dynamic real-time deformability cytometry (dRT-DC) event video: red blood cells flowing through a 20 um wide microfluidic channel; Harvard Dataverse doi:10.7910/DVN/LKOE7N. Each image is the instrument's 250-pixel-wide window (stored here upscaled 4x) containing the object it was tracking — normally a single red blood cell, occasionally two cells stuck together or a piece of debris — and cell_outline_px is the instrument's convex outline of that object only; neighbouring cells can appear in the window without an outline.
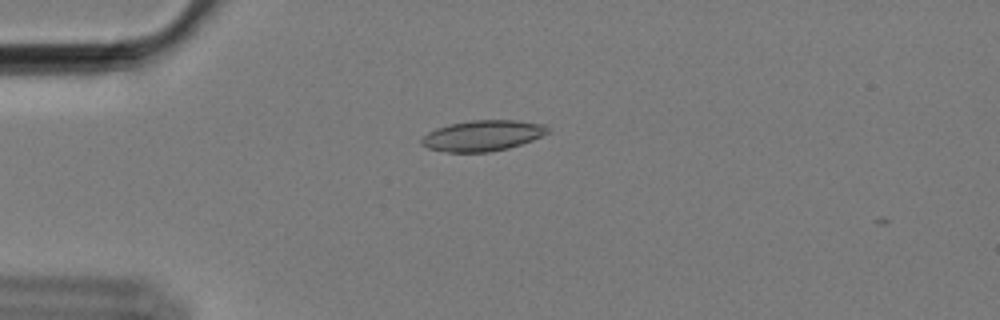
{"species": "Egyptian fruit bat (a non-hibernating species)", "species_latin": "Rousettus aegyptiacus", "temperature_condition": "cold", "stored_images_in_passage": 17, "camera_frame_rate_fps": 3000, "um_per_image_px": 0.085, "animal": {"sex": "female"}, "frame": {"image": 1, "passage_image": 14, "time_ms": 4.333, "image_size_px": [1000, 320], "cell_outline_px": [[548, 132], [532, 140], [508, 148], [488, 152], [448, 152], [428, 148], [420, 144], [420, 140], [428, 132], [436, 128], [448, 124], [472, 120], [516, 120], [544, 124], [548, 128]], "centroid_in_image_um": [40.99, 11.52], "position_along_channel_um": 44.0, "area_um2": 22.48}}